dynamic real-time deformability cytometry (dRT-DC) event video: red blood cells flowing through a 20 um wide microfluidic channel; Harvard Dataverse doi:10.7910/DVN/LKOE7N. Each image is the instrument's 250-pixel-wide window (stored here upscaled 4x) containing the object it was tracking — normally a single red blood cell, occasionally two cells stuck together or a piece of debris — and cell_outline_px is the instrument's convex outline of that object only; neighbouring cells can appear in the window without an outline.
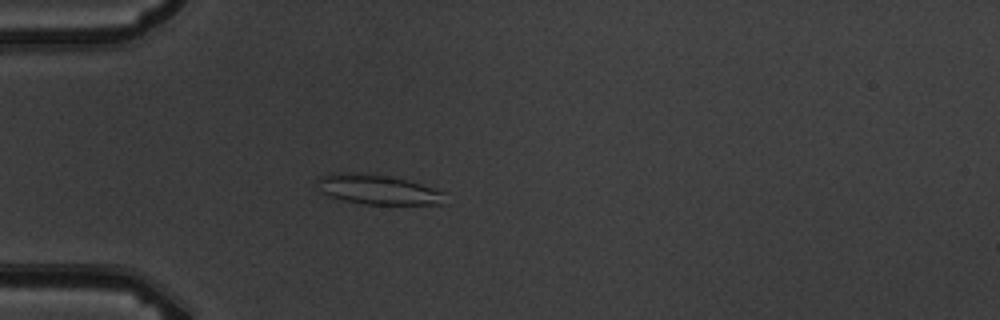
{"species": "common noctule bat (a hibernating species)", "species_latin": "Nyctalus noctula", "temperature_condition": "warm", "stored_images_in_passage": 5, "camera_frame_rate_fps": 3000, "um_per_image_px": 0.085, "animal": {"sex": "male", "body_mass_g": 19.5, "forearm_length_mm": 54.6}, "frame": {"image": 1, "passage_image": 4, "time_ms": 4.333, "image_size_px": [1000, 320], "cell_outline_px": [[448, 204], [364, 204], [344, 200], [328, 196], [320, 192], [316, 180], [320, 176], [336, 172], [364, 172], [388, 176], [408, 180], [444, 192]], "centroid_in_image_um": [32.09, 16.1], "position_along_channel_um": 52.9, "area_um2": 22.43}}